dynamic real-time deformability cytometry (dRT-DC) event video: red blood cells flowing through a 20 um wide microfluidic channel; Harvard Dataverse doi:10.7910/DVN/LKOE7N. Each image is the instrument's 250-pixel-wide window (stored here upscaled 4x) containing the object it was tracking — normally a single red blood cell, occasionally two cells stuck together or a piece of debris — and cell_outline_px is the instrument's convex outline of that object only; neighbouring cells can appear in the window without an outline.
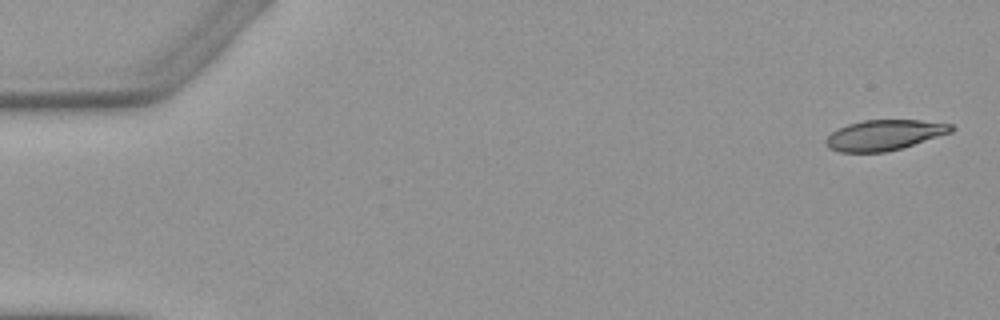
{"species": "Egyptian fruit bat (a non-hibernating species)", "species_latin": "Rousettus aegyptiacus", "temperature_condition": "warm", "stored_images_in_passage": 5, "camera_frame_rate_fps": 3000, "um_per_image_px": 0.085, "animal": {"sex": "female"}, "frame": {"image": 1, "passage_image": 1, "time_ms": 0.0, "image_size_px": [1000, 320], "cell_outline_px": [[956, 128], [952, 132], [888, 152], [840, 152], [828, 148], [824, 144], [824, 140], [832, 132], [848, 124], [864, 120], [920, 120], [952, 124]], "centroid_in_image_um": [75.16, 11.48], "position_along_channel_um": 9.8, "area_um2": 22.2}}